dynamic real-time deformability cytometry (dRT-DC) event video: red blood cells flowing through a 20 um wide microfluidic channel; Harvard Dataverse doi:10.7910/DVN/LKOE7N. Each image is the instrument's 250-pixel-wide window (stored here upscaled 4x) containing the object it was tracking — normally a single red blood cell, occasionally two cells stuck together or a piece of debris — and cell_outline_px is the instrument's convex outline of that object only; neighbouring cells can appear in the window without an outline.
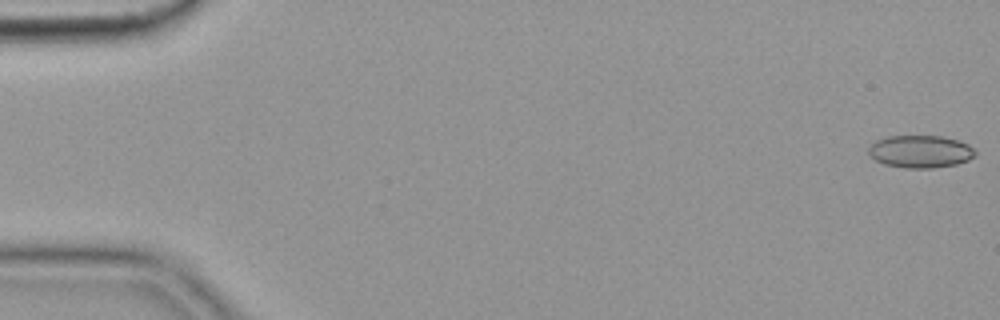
{"species": "common noctule bat (a hibernating species)", "species_latin": "Nyctalus noctula", "temperature_condition": "cold", "stored_images_in_passage": 56, "camera_frame_rate_fps": 3000, "um_per_image_px": 0.085, "animal": {"sex": "female", "body_mass_g": 19.9}, "frame": {"image": 1, "passage_image": 1, "time_ms": 0.0, "image_size_px": [1000, 320], "cell_outline_px": [[976, 156], [968, 160], [956, 164], [932, 168], [904, 168], [884, 164], [876, 160], [868, 152], [868, 148], [876, 140], [888, 136], [940, 136], [956, 140], [968, 144], [976, 152]], "centroid_in_image_um": [78.23, 12.88], "position_along_channel_um": 6.8, "area_um2": 20.11}}
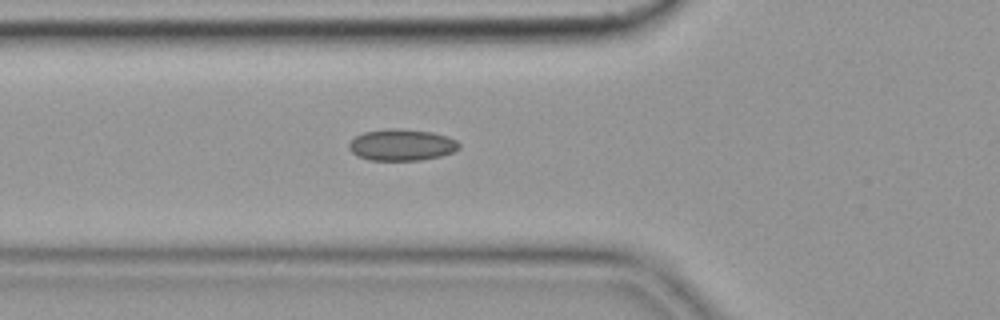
{"frame": {"image": 2, "passage_image": 20, "time_ms": 6.333, "image_size_px": [1000, 320], "cell_outline_px": [[460, 148], [452, 152], [440, 156], [420, 160], [368, 160], [356, 156], [348, 148], [348, 144], [356, 136], [364, 132], [388, 128], [400, 128], [432, 132], [448, 136], [456, 140], [460, 144]], "centroid_in_image_um": [34.13, 12.31], "position_along_channel_um": 91.7, "area_um2": 20.35}}
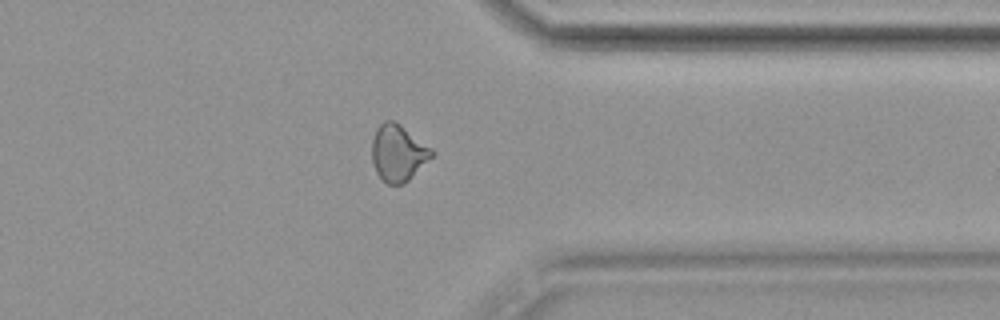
{"frame": {"image": 3, "passage_image": 44, "time_ms": 14.333, "image_size_px": [1000, 320], "cell_outline_px": [[436, 152], [404, 184], [388, 184], [376, 172], [372, 164], [372, 140], [376, 128], [384, 120], [396, 120], [432, 148]], "centroid_in_image_um": [33.83, 12.96], "position_along_channel_um": 377.6, "area_um2": 19.77}, "authors_computed_cell_mechanics": {"area_um2": 19.652, "velocity_mm_per_s": 3.6359, "shape_relaxation_time_tau1_ms": null, "shape_relaxation_time_tau2_ms": 2.2164, "deformation_change_tau1": null, "deformation_change_tau2": 0.07}}